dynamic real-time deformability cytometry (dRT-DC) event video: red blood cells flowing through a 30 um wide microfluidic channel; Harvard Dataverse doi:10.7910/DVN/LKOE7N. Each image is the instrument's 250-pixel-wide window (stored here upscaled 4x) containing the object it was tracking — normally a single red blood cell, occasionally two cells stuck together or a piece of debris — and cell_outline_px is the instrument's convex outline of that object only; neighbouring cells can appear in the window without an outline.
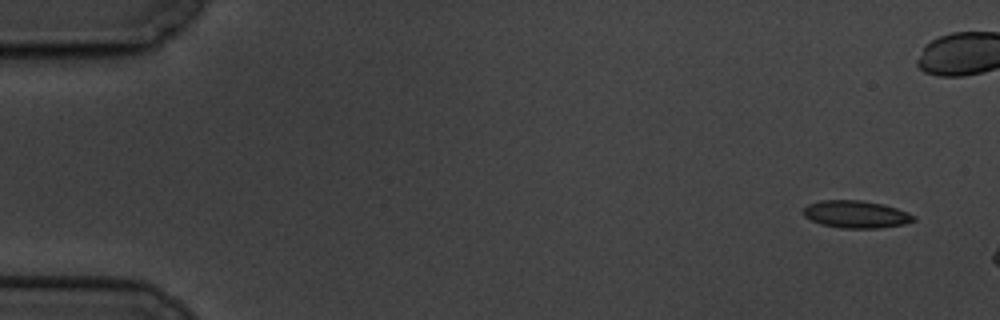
{"species": "common noctule bat (a hibernating species)", "species_latin": "Nyctalus noctula", "temperature_condition": "cold", "stored_images_in_passage": 3, "camera_frame_rate_fps": 3000, "um_per_image_px": 0.085, "animal": {"sex": "male", "body_mass_g": 19.5, "forearm_length_mm": 54.6}, "frame": {"image": 1, "passage_image": 1, "time_ms": 0.0, "image_size_px": [1000, 320], "cell_outline_px": [[916, 220], [904, 224], [880, 228], [840, 228], [820, 224], [804, 216], [804, 208], [808, 204], [820, 200], [860, 200], [884, 204], [908, 212], [916, 216]], "centroid_in_image_um": [72.78, 18.21], "position_along_channel_um": 12.2, "area_um2": 17.69}}